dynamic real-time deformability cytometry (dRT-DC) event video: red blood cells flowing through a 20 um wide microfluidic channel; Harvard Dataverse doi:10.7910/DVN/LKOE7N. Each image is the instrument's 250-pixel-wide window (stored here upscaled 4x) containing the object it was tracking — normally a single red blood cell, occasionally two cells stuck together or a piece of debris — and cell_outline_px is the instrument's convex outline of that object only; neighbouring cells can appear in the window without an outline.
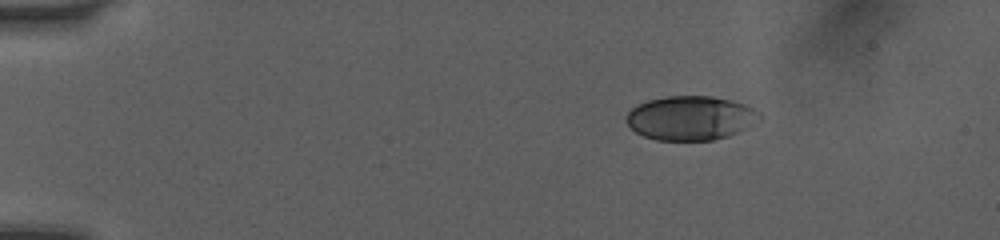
{"species": "human", "species_latin": "Homo sapiens", "temperature_condition": "room temperature", "stored_images_in_passage": 9, "camera_frame_rate_fps": 3000, "um_per_image_px": 0.085, "donor": {"sex": "female"}, "frame": {"image": 1, "passage_image": 1, "time_ms": 0.0, "image_size_px": [1000, 240], "cell_outline_px": [[764, 116], [760, 120], [728, 136], [712, 140], [656, 140], [644, 136], [636, 132], [628, 124], [628, 112], [636, 104], [648, 100], [668, 96], [712, 96], [732, 100], [748, 104], [760, 112]], "centroid_in_image_um": [58.74, 10.02], "position_along_channel_um": 26.3, "area_um2": 34.33}}
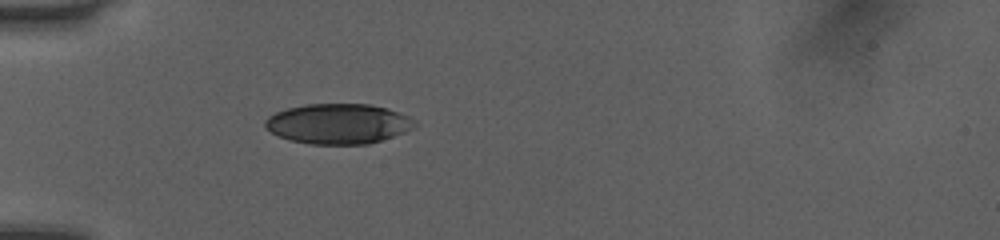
{"frame": {"image": 2, "passage_image": 6, "time_ms": 1.667, "image_size_px": [1000, 240], "cell_outline_px": [[416, 124], [412, 128], [404, 132], [368, 144], [312, 144], [292, 140], [280, 136], [264, 128], [264, 120], [268, 116], [276, 112], [288, 108], [308, 104], [368, 104], [388, 108], [408, 116], [416, 120]], "centroid_in_image_um": [28.74, 10.51], "position_along_channel_um": 56.3, "area_um2": 34.8}}
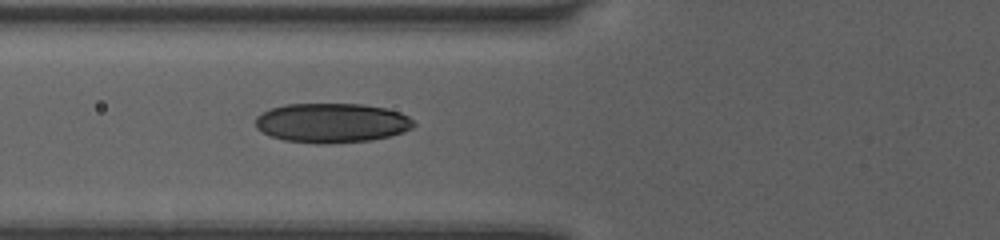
{"frame": {"image": 3, "passage_image": 9, "time_ms": 2.667, "image_size_px": [1000, 240], "cell_outline_px": [[416, 124], [412, 128], [404, 132], [372, 140], [324, 144], [316, 144], [284, 140], [260, 132], [256, 128], [256, 116], [260, 112], [284, 104], [360, 104], [384, 108], [400, 112], [408, 116]], "centroid_in_image_um": [28.18, 10.45], "position_along_channel_um": 97.6, "area_um2": 36.59}}